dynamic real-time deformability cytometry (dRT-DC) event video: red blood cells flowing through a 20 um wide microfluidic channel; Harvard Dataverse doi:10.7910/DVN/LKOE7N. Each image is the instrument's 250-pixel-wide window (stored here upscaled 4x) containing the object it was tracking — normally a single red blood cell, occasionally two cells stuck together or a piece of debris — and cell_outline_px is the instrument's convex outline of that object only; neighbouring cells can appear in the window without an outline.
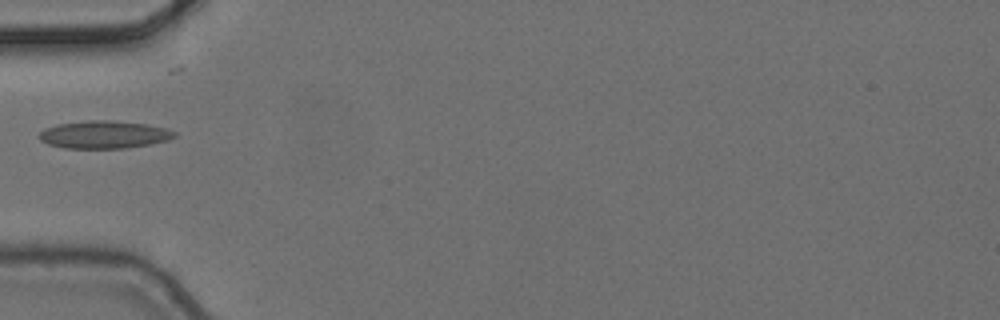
{"species": "common noctule bat (a hibernating species)", "species_latin": "Nyctalus noctula", "temperature_condition": "cold", "stored_images_in_passage": 1, "camera_frame_rate_fps": 3000, "um_per_image_px": 0.085, "animal": {"sex": "female", "body_mass_g": 24.6, "forearm_length_mm": 56.2}, "frame": {"image": 1, "passage_image": 1, "time_ms": 0.0, "image_size_px": [1000, 320], "cell_outline_px": [[176, 136], [168, 140], [148, 144], [124, 148], [64, 148], [48, 144], [40, 140], [40, 132], [44, 128], [56, 124], [88, 120], [112, 120], [148, 124], [164, 128], [176, 132]], "centroid_in_image_um": [8.82, 11.43], "position_along_channel_um": 76.2, "area_um2": 21.79}}